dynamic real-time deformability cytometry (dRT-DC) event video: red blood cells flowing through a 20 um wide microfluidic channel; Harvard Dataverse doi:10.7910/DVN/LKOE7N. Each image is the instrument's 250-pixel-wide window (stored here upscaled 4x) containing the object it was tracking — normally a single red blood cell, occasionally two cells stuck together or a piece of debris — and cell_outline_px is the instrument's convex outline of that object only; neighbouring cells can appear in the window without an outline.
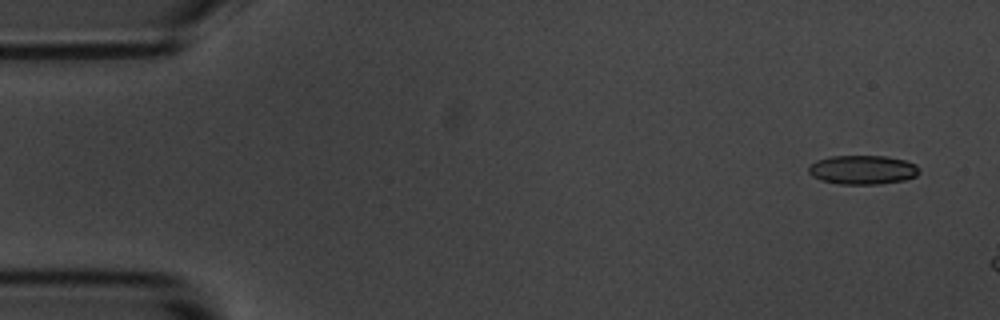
{"species": "common noctule bat (a hibernating species)", "species_latin": "Nyctalus noctula", "temperature_condition": "room temperature", "stored_images_in_passage": 3, "camera_frame_rate_fps": 3000, "um_per_image_px": 0.085, "animal": {"sex": "male", "body_mass_g": 20.1, "forearm_length_mm": 53.5}, "frame": {"image": 1, "passage_image": 1, "time_ms": 0.0, "image_size_px": [1000, 320], "cell_outline_px": [[920, 172], [916, 176], [904, 180], [880, 184], [840, 184], [820, 180], [812, 176], [808, 172], [808, 168], [816, 160], [828, 156], [888, 156], [904, 160], [916, 164], [920, 168]], "centroid_in_image_um": [73.33, 14.43], "position_along_channel_um": 11.7, "area_um2": 18.9}}